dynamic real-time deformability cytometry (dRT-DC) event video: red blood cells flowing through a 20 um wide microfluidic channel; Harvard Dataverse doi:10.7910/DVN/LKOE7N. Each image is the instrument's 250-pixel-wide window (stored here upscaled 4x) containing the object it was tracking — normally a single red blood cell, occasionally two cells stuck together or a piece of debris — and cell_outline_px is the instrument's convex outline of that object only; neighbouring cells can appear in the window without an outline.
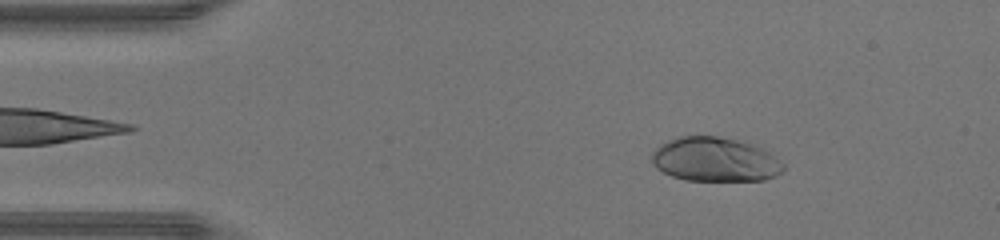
{"species": "human", "species_latin": "Homo sapiens", "temperature_condition": "warm", "stored_images_in_passage": 46, "camera_frame_rate_fps": 3000, "um_per_image_px": 0.085, "donor": {"sex": "male"}, "frame": {"image": 1, "passage_image": 6, "time_ms": 1.667, "image_size_px": [1000, 240], "cell_outline_px": [[784, 172], [776, 176], [764, 180], [684, 180], [672, 176], [656, 168], [652, 164], [652, 152], [660, 144], [668, 140], [680, 136], [716, 136], [736, 140], [764, 148], [780, 160], [784, 164]], "centroid_in_image_um": [60.79, 13.56], "position_along_channel_um": 24.2, "area_um2": 33.99}}
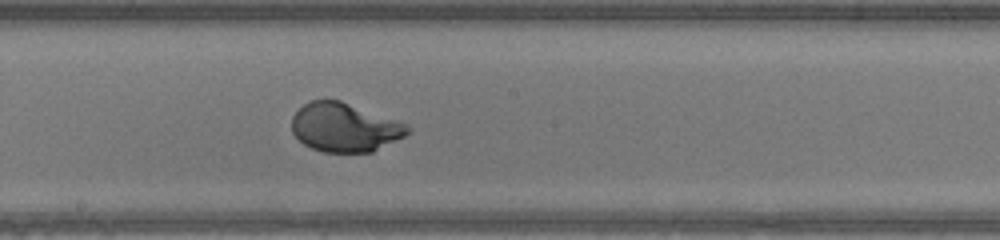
{"frame": {"image": 2, "passage_image": 24, "time_ms": 7.667, "image_size_px": [1000, 240], "cell_outline_px": [[412, 128], [404, 136], [372, 152], [324, 152], [312, 148], [304, 144], [292, 132], [292, 116], [304, 104], [312, 100], [340, 100], [408, 124]], "centroid_in_image_um": [29.3, 10.83], "position_along_channel_um": 218.9, "area_um2": 32.71}}
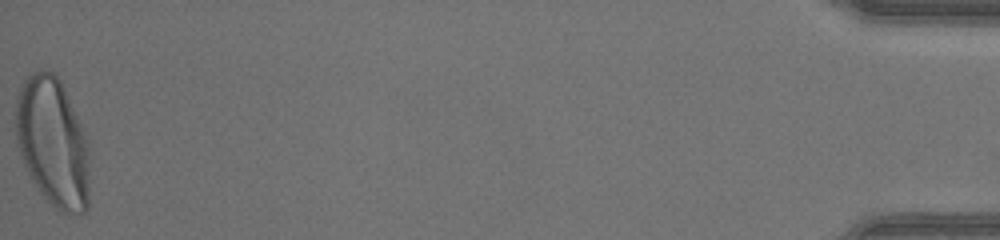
{"frame": {"image": 3, "passage_image": 46, "time_ms": 15.0, "image_size_px": [1000, 240], "cell_outline_px": [[88, 212], [56, 212], [36, 188], [20, 156], [16, 140], [16, 96], [20, 84], [32, 72], [44, 68], [56, 72], [64, 88], [88, 140]], "centroid_in_image_um": [4.46, 12.08], "position_along_channel_um": 430.7, "area_um2": 56.18}, "authors_computed_cell_mechanics": {"area_um2": 33.6974, "velocity_mm_per_s": 4.3934, "shape_relaxation_time_tau1_ms": 2.9301, "shape_relaxation_time_tau2_ms": null, "deformation_change_tau1": 0.2164, "deformation_change_tau2": null}}